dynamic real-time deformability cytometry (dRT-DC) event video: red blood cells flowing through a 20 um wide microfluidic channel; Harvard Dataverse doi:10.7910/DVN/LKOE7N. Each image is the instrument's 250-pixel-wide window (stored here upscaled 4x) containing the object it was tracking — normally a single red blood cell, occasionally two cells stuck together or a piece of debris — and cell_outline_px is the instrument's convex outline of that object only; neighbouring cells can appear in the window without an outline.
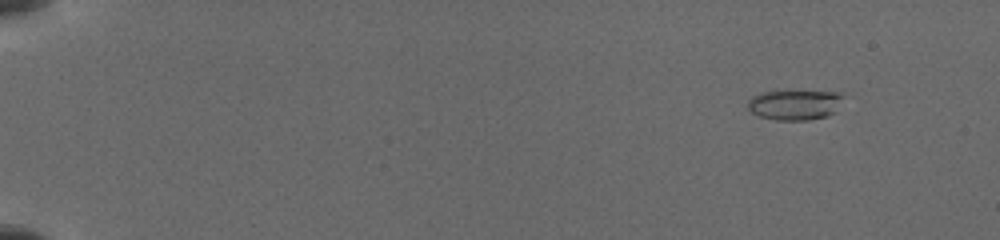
{"species": "common noctule bat (a hibernating species)", "species_latin": "Nyctalus noctula", "temperature_condition": "cold", "stored_images_in_passage": 45, "camera_frame_rate_fps": 3000, "um_per_image_px": 0.085, "animal": {"sex": "female", "body_mass_g": 19.5, "forearm_length_mm": 54.1}, "frame": {"image": 1, "passage_image": 2, "time_ms": 0.667, "image_size_px": [1000, 240], "cell_outline_px": [[844, 96], [832, 112], [828, 116], [808, 120], [776, 120], [760, 116], [752, 112], [748, 108], [748, 100], [752, 96], [760, 92], [840, 92]], "centroid_in_image_um": [67.51, 8.92], "position_along_channel_um": 17.5, "area_um2": 16.36}}
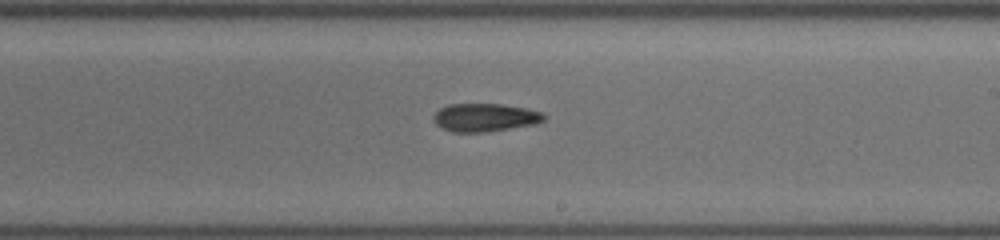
{"frame": {"image": 2, "passage_image": 28, "time_ms": 10.333, "image_size_px": [1000, 240], "cell_outline_px": [[544, 120], [536, 124], [484, 132], [452, 132], [436, 124], [432, 120], [432, 116], [440, 108], [448, 104], [500, 104], [528, 108], [544, 112]], "centroid_in_image_um": [41.22, 9.98], "position_along_channel_um": 247.8, "area_um2": 18.15}}
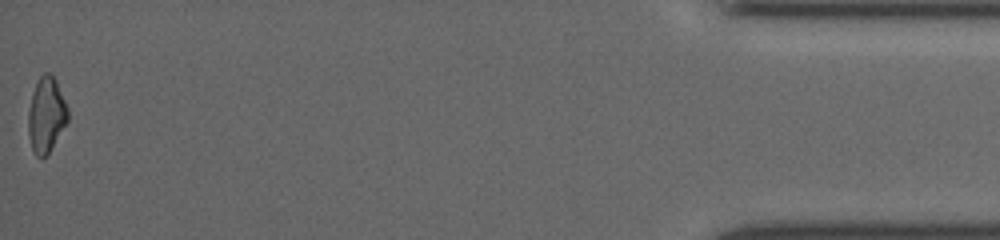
{"frame": {"image": 3, "passage_image": 45, "time_ms": 17.0, "image_size_px": [1000, 240], "cell_outline_px": [[68, 120], [48, 152], [44, 156], [36, 156], [32, 148], [28, 132], [28, 112], [32, 92], [40, 76], [44, 72], [48, 72], [56, 80], [68, 108]], "centroid_in_image_um": [3.92, 9.72], "position_along_channel_um": 431.3, "area_um2": 16.99}}